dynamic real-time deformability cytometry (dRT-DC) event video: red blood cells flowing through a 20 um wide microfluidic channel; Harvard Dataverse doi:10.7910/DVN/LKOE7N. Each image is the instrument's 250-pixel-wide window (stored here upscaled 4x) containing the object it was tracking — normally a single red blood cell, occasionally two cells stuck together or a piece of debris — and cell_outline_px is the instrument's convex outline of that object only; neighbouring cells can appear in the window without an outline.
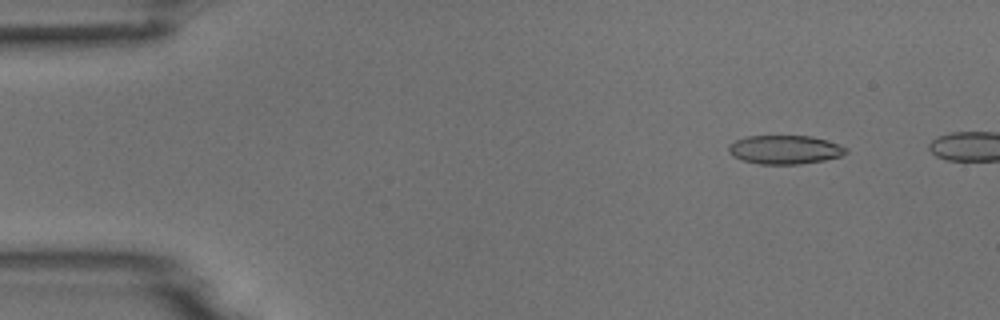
{"species": "common noctule bat (a hibernating species)", "species_latin": "Nyctalus noctula", "temperature_condition": "room temperature", "stored_images_in_passage": 4, "camera_frame_rate_fps": 3000, "um_per_image_px": 0.085, "animal": {"sex": "male", "body_mass_g": 18.8}, "frame": {"image": 1, "passage_image": 2, "time_ms": 0.333, "image_size_px": [1000, 320], "cell_outline_px": [[848, 152], [840, 156], [824, 160], [800, 164], [760, 164], [744, 160], [732, 156], [728, 152], [728, 144], [736, 140], [748, 136], [812, 136], [828, 140], [848, 148]], "centroid_in_image_um": [66.72, 12.71], "position_along_channel_um": 18.3, "area_um2": 19.71}}